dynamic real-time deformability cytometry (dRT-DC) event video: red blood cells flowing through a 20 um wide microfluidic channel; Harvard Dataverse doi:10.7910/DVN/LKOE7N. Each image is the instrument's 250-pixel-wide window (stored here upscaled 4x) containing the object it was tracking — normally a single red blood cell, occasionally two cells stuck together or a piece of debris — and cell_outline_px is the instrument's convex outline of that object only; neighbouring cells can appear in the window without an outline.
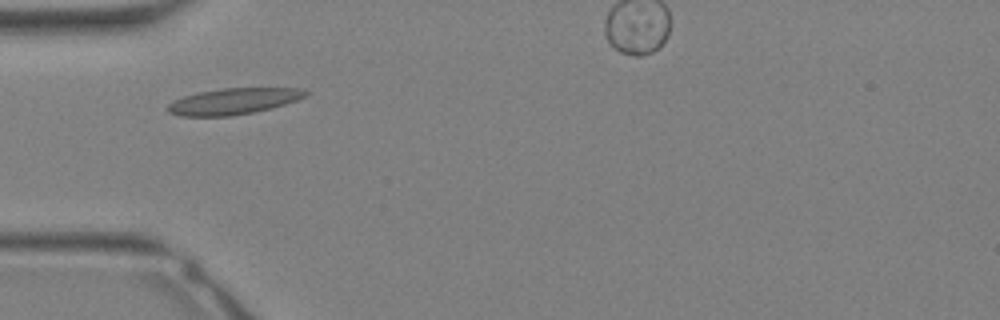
{"species": "Egyptian fruit bat (a non-hibernating species)", "species_latin": "Rousettus aegyptiacus", "temperature_condition": "warm", "stored_images_in_passage": 25, "segment_of_instrument_passage": [1, 2], "camera_frame_rate_fps": 3000, "um_per_image_px": 0.085, "animal": {"sex": "female"}, "frame": {"image": 1, "passage_image": 5, "time_ms": 1.333, "image_size_px": [1000, 320], "cell_outline_px": [[308, 92], [304, 96], [296, 100], [272, 108], [232, 116], [180, 116], [168, 112], [164, 108], [172, 100], [196, 92], [224, 88], [300, 88]], "centroid_in_image_um": [19.76, 8.61], "position_along_channel_um": 65.2, "area_um2": 21.04}}
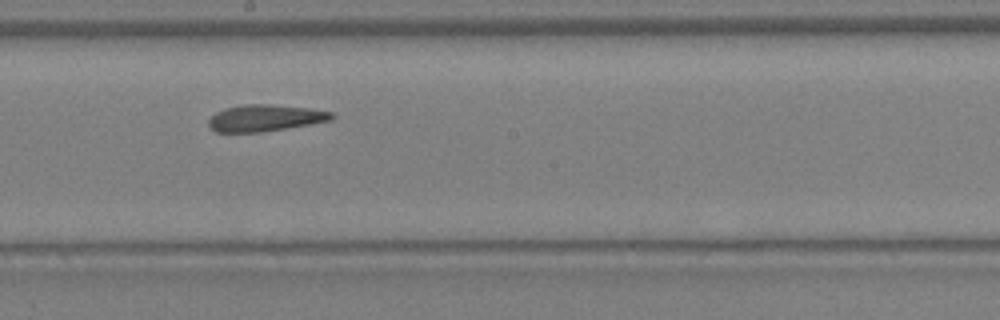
{"frame": {"image": 2, "passage_image": 13, "time_ms": 4.0, "image_size_px": [1000, 320], "cell_outline_px": [[336, 116], [332, 120], [260, 132], [216, 132], [208, 124], [208, 120], [216, 112], [228, 108], [248, 104], [268, 104], [308, 108], [332, 112]], "centroid_in_image_um": [22.55, 10.03], "position_along_channel_um": 225.7, "area_um2": 18.73}}
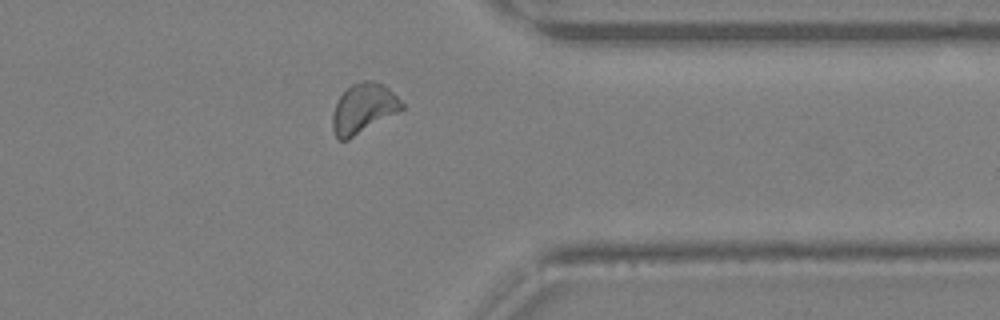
{"frame": {"image": 3, "passage_image": 21, "time_ms": 6.667, "image_size_px": [1000, 320], "cell_outline_px": [[404, 108], [348, 140], [340, 140], [332, 132], [332, 112], [340, 96], [352, 84], [364, 80], [372, 80], [388, 88], [404, 104]], "centroid_in_image_um": [30.86, 9.23], "position_along_channel_um": 380.5, "area_um2": 19.77}}